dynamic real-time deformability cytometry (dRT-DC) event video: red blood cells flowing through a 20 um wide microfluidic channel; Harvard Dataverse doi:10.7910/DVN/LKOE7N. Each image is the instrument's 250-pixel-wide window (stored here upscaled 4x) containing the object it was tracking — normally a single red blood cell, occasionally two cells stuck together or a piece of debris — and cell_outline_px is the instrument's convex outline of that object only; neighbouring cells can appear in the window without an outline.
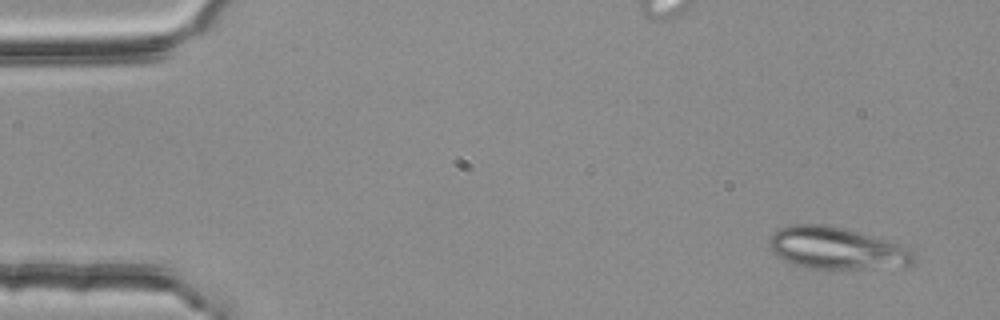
{"species": "common noctule bat (a hibernating species)", "species_latin": "Nyctalus noctula", "temperature_condition": "room temperature", "stored_images_in_passage": 5, "camera_frame_rate_fps": 3000, "um_per_image_px": 0.085, "animal": {"sex": "female", "body_mass_g": 25.1}, "frame": {"image": 1, "passage_image": 1, "time_ms": 0.0, "image_size_px": [1000, 320], "cell_outline_px": [[916, 260], [912, 264], [856, 268], [812, 268], [796, 264], [776, 256], [768, 248], [768, 240], [772, 232], [780, 228], [796, 224], [824, 224], [840, 228], [900, 244], [912, 248], [916, 256]], "centroid_in_image_um": [71.05, 21.08], "position_along_channel_um": 13.9, "area_um2": 34.68}}